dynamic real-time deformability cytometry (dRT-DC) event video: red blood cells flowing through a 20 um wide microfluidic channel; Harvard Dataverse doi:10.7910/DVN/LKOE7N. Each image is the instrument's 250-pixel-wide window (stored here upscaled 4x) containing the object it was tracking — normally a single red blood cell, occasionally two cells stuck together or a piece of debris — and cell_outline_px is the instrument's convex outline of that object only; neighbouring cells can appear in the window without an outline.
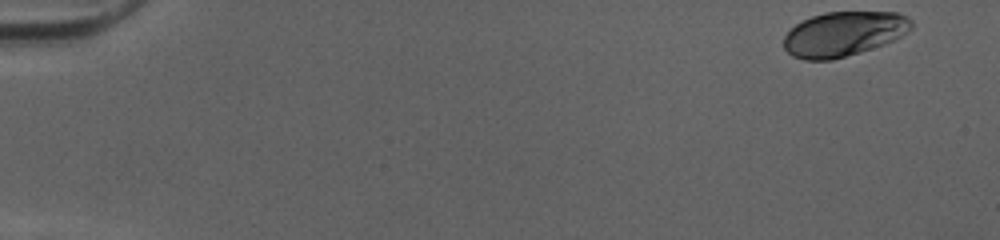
{"species": "human", "species_latin": "Homo sapiens", "temperature_condition": "cold", "stored_images_in_passage": 50, "camera_frame_rate_fps": 3000, "um_per_image_px": 0.085, "donor": {"sex": "female"}, "frame": {"image": 1, "passage_image": 1, "time_ms": 0.0, "image_size_px": [1000, 240], "cell_outline_px": [[912, 28], [908, 32], [884, 44], [832, 60], [804, 60], [792, 56], [784, 48], [784, 36], [796, 24], [812, 16], [824, 12], [900, 12], [908, 16], [912, 20]], "centroid_in_image_um": [71.72, 2.87], "position_along_channel_um": 13.3, "area_um2": 33.12}}
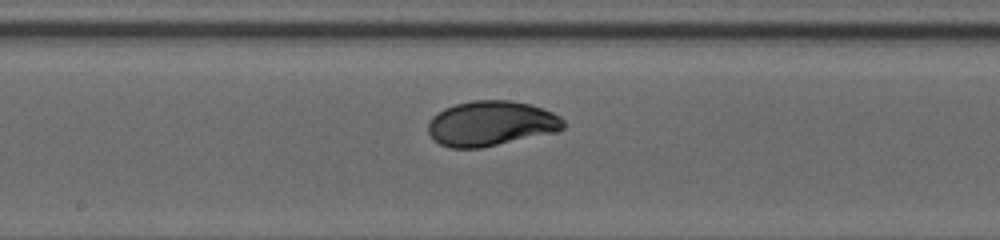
{"frame": {"image": 2, "passage_image": 27, "time_ms": 8.667, "image_size_px": [1000, 240], "cell_outline_px": [[564, 128], [556, 132], [480, 148], [452, 148], [440, 144], [428, 132], [428, 124], [432, 116], [436, 112], [444, 108], [456, 104], [472, 100], [512, 100], [528, 104], [552, 112], [560, 116], [564, 120]], "centroid_in_image_um": [41.73, 10.49], "position_along_channel_um": 206.5, "area_um2": 35.43}}
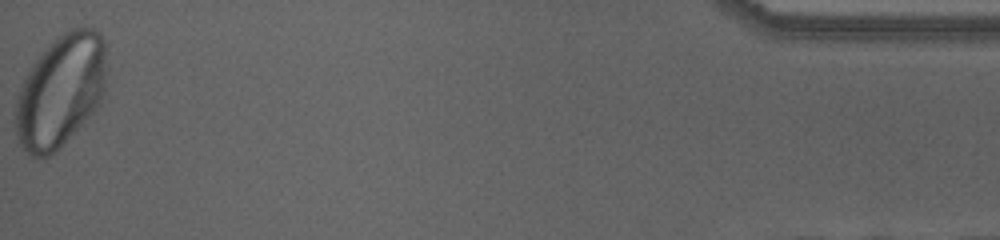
{"frame": {"image": 3, "passage_image": 50, "time_ms": 16.333, "image_size_px": [1000, 240], "cell_outline_px": [[108, 68], [104, 96], [96, 112], [60, 148], [48, 156], [32, 156], [20, 144], [16, 136], [16, 100], [20, 88], [32, 64], [48, 44], [64, 32], [72, 28], [96, 28], [104, 36], [108, 44]], "centroid_in_image_um": [5.25, 7.69], "position_along_channel_um": 429.9, "area_um2": 60.92}, "authors_computed_cell_mechanics": {"area_um2": 34.9112, "velocity_mm_per_s": 4.0254, "shape_relaxation_time_tau1_ms": 2.338, "shape_relaxation_time_tau2_ms": null, "deformation_change_tau1": 0.138, "deformation_change_tau2": null}}